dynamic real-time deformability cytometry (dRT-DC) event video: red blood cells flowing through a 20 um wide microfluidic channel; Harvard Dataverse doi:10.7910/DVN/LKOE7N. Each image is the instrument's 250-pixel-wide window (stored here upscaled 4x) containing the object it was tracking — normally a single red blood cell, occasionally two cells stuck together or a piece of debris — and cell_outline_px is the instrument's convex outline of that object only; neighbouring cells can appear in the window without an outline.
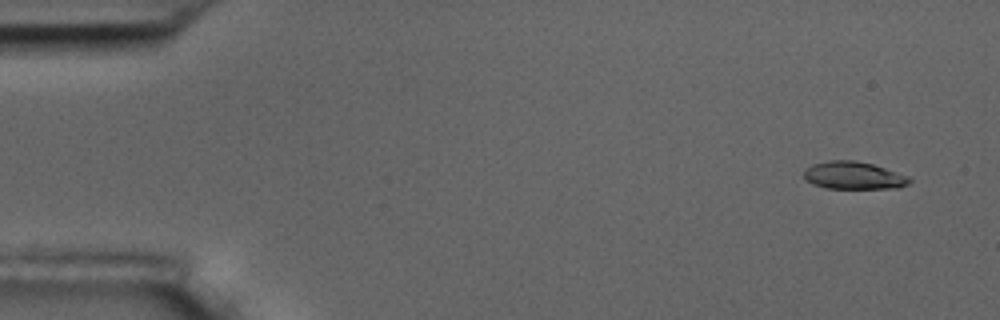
{"species": "common noctule bat (a hibernating species)", "species_latin": "Nyctalus noctula", "temperature_condition": "room temperature", "stored_images_in_passage": 5, "camera_frame_rate_fps": 3000, "um_per_image_px": 0.085, "animal": {"sex": "male", "body_mass_g": 17.5, "forearm_length_mm": 52.3}, "frame": {"image": 1, "passage_image": 1, "time_ms": 0.0, "image_size_px": [1000, 320], "cell_outline_px": [[912, 180], [908, 184], [896, 188], [828, 188], [812, 184], [804, 180], [804, 168], [812, 164], [828, 160], [856, 160], [872, 164], [908, 176]], "centroid_in_image_um": [72.51, 14.91], "position_along_channel_um": 12.5, "area_um2": 16.99}}
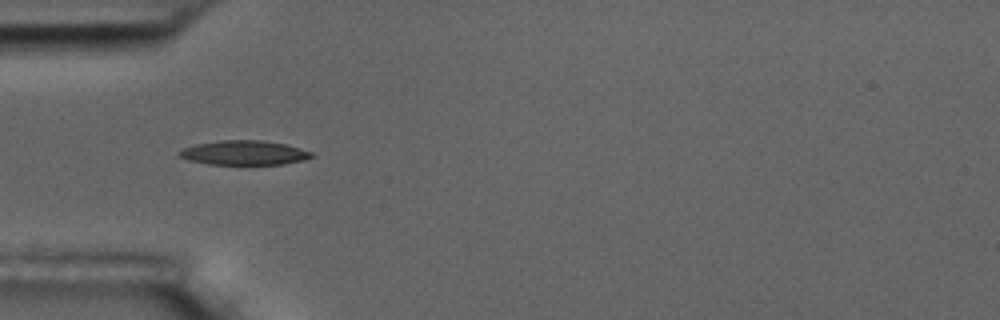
{"frame": {"image": 2, "passage_image": 4, "time_ms": 4.667, "image_size_px": [1000, 320], "cell_outline_px": [[316, 156], [304, 160], [284, 164], [208, 164], [188, 160], [176, 156], [176, 152], [184, 148], [196, 144], [220, 140], [264, 140], [284, 144], [300, 148], [312, 152]], "centroid_in_image_um": [20.73, 12.98], "position_along_channel_um": 64.3, "area_um2": 18.96}}